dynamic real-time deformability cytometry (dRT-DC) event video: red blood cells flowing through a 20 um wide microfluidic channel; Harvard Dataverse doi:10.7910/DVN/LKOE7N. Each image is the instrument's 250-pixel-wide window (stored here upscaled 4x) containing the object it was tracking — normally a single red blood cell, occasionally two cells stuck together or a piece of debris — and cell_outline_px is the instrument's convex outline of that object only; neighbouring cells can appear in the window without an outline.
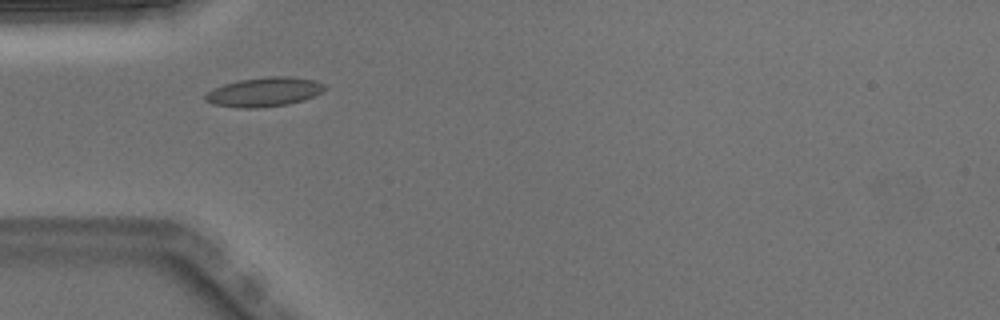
{"species": "Egyptian fruit bat (a non-hibernating species)", "species_latin": "Rousettus aegyptiacus", "temperature_condition": "warm", "stored_images_in_passage": 4, "camera_frame_rate_fps": 3000, "um_per_image_px": 0.085, "animal": {"sex": "male"}, "frame": {"image": 1, "passage_image": 1, "time_ms": 0.0, "image_size_px": [1000, 320], "cell_outline_px": [[328, 88], [304, 100], [288, 104], [260, 108], [236, 108], [216, 104], [204, 100], [204, 96], [212, 88], [224, 84], [240, 80], [272, 76], [292, 76], [316, 80], [324, 84]], "centroid_in_image_um": [22.47, 7.81], "position_along_channel_um": 62.5, "area_um2": 20.4}}
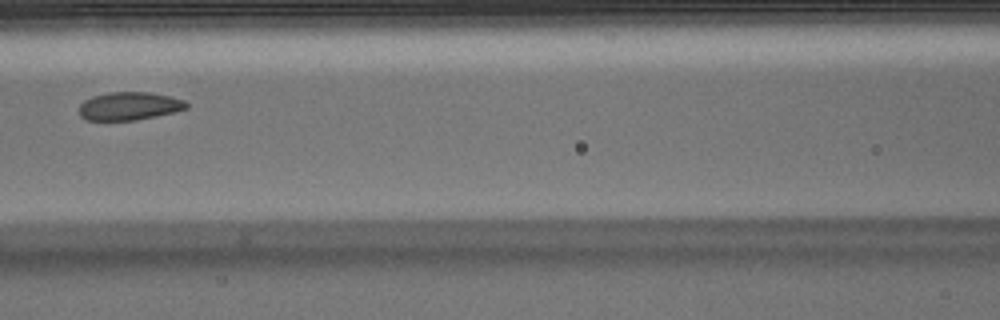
{"frame": {"image": 2, "passage_image": 3, "time_ms": 0.667, "image_size_px": [1000, 320], "cell_outline_px": [[188, 108], [176, 112], [136, 120], [84, 120], [80, 116], [80, 104], [84, 100], [92, 96], [108, 92], [148, 92], [168, 96], [184, 100], [188, 104]], "centroid_in_image_um": [10.98, 9.02], "position_along_channel_um": 155.6, "area_um2": 17.63}}
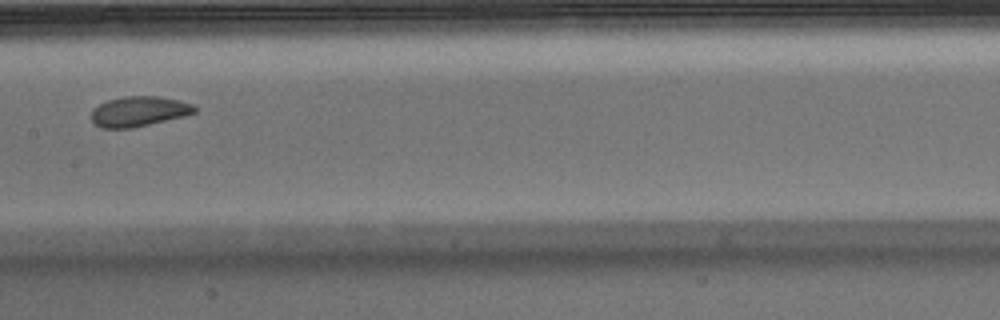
{"frame": {"image": 3, "passage_image": 4, "time_ms": 1.0, "image_size_px": [1000, 320], "cell_outline_px": [[196, 112], [184, 116], [132, 128], [100, 128], [92, 120], [92, 112], [100, 104], [108, 100], [124, 96], [160, 96], [180, 100], [192, 104], [196, 108]], "centroid_in_image_um": [11.83, 9.46], "position_along_channel_um": 195.6, "area_um2": 17.98}}